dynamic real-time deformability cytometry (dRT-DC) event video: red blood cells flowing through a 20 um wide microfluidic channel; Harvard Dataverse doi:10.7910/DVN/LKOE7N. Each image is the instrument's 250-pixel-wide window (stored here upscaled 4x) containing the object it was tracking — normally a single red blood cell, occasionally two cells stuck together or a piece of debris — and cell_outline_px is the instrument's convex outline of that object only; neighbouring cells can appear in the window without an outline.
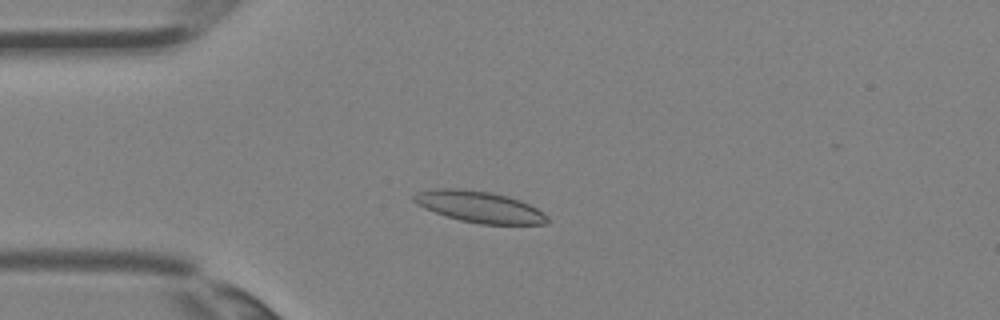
{"species": "Egyptian fruit bat (a non-hibernating species)", "species_latin": "Rousettus aegyptiacus", "temperature_condition": "room temperature", "stored_images_in_passage": 3, "camera_frame_rate_fps": 3000, "um_per_image_px": 0.085, "animal": {"sex": "female"}, "frame": {"image": 1, "passage_image": 3, "time_ms": 0.667, "image_size_px": [1000, 320], "cell_outline_px": [[548, 224], [480, 224], [460, 220], [424, 208], [416, 204], [412, 200], [412, 196], [416, 192], [432, 188], [460, 188], [492, 192], [508, 196], [520, 200], [544, 212], [548, 216]], "centroid_in_image_um": [40.73, 17.56], "position_along_channel_um": 44.3, "area_um2": 24.51}}